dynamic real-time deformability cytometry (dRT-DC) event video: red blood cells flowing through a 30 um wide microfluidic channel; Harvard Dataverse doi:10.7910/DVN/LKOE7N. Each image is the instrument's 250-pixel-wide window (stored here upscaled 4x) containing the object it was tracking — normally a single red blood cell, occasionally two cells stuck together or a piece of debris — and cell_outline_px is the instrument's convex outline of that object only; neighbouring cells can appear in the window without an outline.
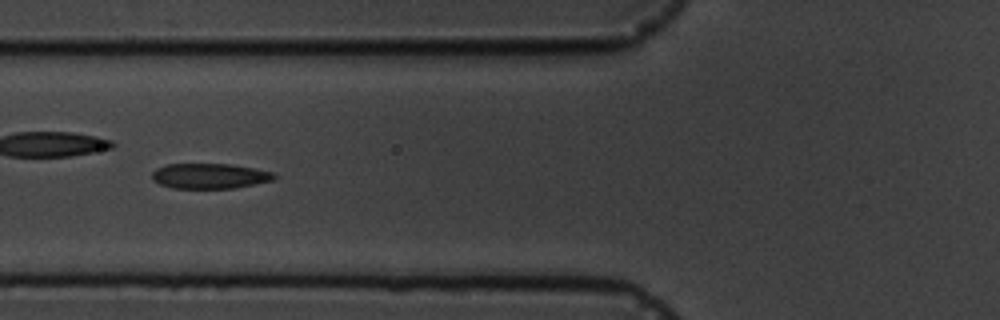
{"species": "common noctule bat (a hibernating species)", "species_latin": "Nyctalus noctula", "temperature_condition": "cold", "stored_images_in_passage": 9, "camera_frame_rate_fps": 3000, "um_per_image_px": 0.085, "animal": {"sex": "male", "body_mass_g": 19.5, "forearm_length_mm": 54.6}, "frame": {"image": 1, "passage_image": 6, "time_ms": 6.667, "image_size_px": [1000, 320], "cell_outline_px": [[276, 176], [272, 180], [236, 188], [172, 188], [160, 184], [152, 180], [152, 172], [156, 168], [168, 164], [228, 164], [256, 168], [272, 172]], "centroid_in_image_um": [17.8, 14.96], "position_along_channel_um": 108.0, "area_um2": 17.92}}
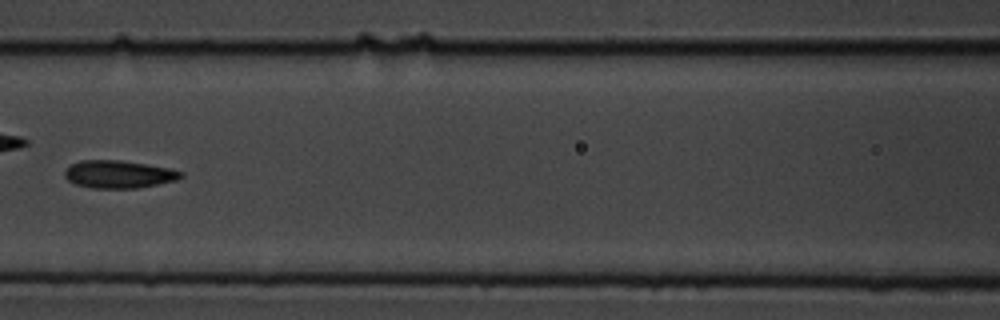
{"frame": {"image": 2, "passage_image": 7, "time_ms": 8.0, "image_size_px": [1000, 320], "cell_outline_px": [[184, 176], [176, 180], [136, 188], [92, 188], [76, 184], [68, 180], [64, 176], [64, 172], [72, 164], [80, 160], [120, 160], [172, 168], [184, 172]], "centroid_in_image_um": [10.11, 14.8], "position_along_channel_um": 156.5, "area_um2": 18.73}}
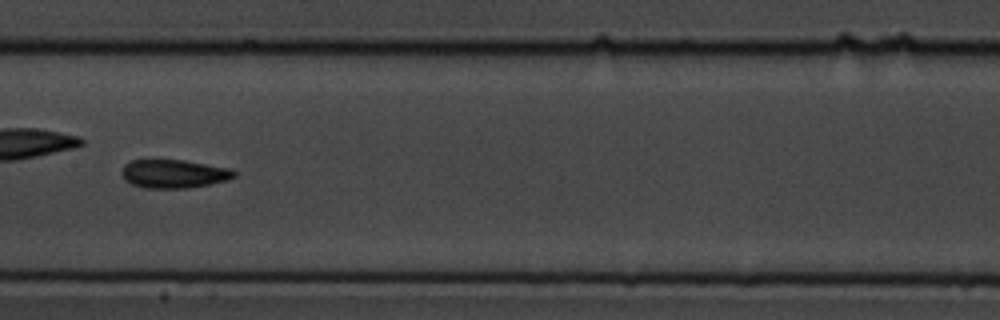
{"frame": {"image": 3, "passage_image": 8, "time_ms": 9.0, "image_size_px": [1000, 320], "cell_outline_px": [[236, 176], [228, 180], [188, 188], [144, 188], [132, 184], [124, 180], [120, 172], [124, 164], [132, 160], [184, 160], [228, 168], [236, 172]], "centroid_in_image_um": [14.73, 14.77], "position_along_channel_um": 192.7, "area_um2": 18.67}}